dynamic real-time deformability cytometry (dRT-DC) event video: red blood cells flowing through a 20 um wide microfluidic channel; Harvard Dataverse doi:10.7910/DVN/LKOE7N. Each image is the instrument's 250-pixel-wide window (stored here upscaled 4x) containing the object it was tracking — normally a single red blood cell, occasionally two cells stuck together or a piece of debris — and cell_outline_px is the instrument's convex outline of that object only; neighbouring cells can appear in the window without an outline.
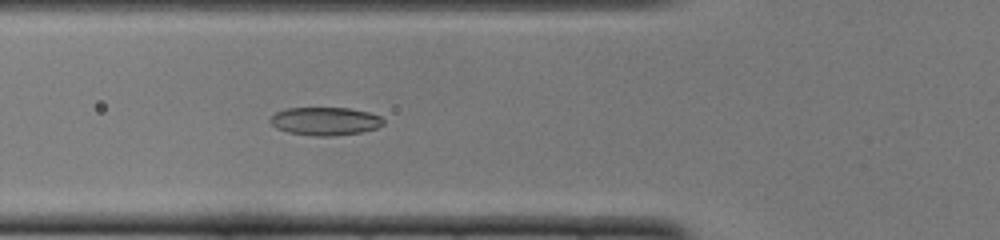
{"species": "common noctule bat (a hibernating species)", "species_latin": "Nyctalus noctula", "temperature_condition": "cold", "stored_images_in_passage": 50, "camera_frame_rate_fps": 3000, "um_per_image_px": 0.085, "animal": {"sex": "female", "body_mass_g": 22.0, "forearm_length_mm": 56.7}, "frame": {"image": 1, "passage_image": 18, "time_ms": 5.667, "image_size_px": [1000, 240], "cell_outline_px": [[384, 124], [376, 128], [360, 132], [332, 136], [316, 136], [288, 132], [276, 128], [268, 120], [276, 112], [288, 108], [348, 108], [368, 112], [380, 116], [384, 120]], "centroid_in_image_um": [27.63, 10.3], "position_along_channel_um": 98.2, "area_um2": 18.44}}
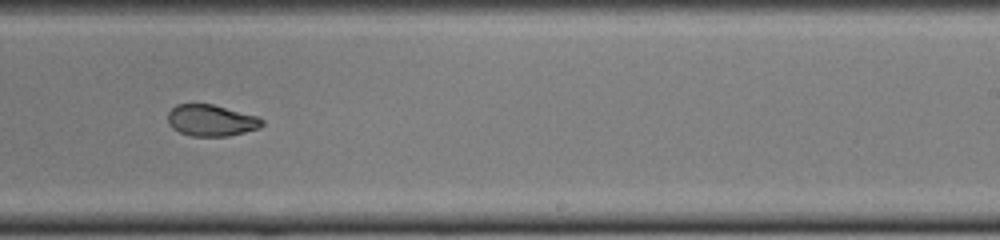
{"frame": {"image": 2, "passage_image": 31, "time_ms": 10.0, "image_size_px": [1000, 240], "cell_outline_px": [[264, 124], [260, 128], [228, 136], [192, 136], [180, 132], [172, 128], [168, 124], [168, 112], [176, 104], [212, 104], [256, 116], [264, 120]], "centroid_in_image_um": [17.94, 10.24], "position_along_channel_um": 271.1, "area_um2": 17.22}}
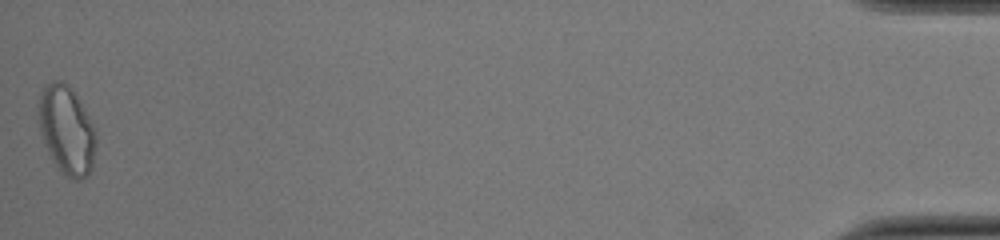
{"frame": {"image": 3, "passage_image": 50, "time_ms": 16.333, "image_size_px": [1000, 240], "cell_outline_px": [[96, 148], [92, 172], [88, 176], [80, 180], [76, 180], [68, 176], [52, 160], [44, 144], [40, 128], [40, 92], [44, 84], [52, 80], [60, 80], [68, 84], [76, 92], [96, 132]], "centroid_in_image_um": [5.7, 11.04], "position_along_channel_um": 429.5, "area_um2": 29.65}, "authors_computed_cell_mechanics": {"area_um2": 18.5249, "velocity_mm_per_s": 4.0035, "shape_relaxation_time_tau1_ms": 6.1307, "shape_relaxation_time_tau2_ms": 2.8411, "deformation_change_tau1": 0.169, "deformation_change_tau2": 0.0751}}